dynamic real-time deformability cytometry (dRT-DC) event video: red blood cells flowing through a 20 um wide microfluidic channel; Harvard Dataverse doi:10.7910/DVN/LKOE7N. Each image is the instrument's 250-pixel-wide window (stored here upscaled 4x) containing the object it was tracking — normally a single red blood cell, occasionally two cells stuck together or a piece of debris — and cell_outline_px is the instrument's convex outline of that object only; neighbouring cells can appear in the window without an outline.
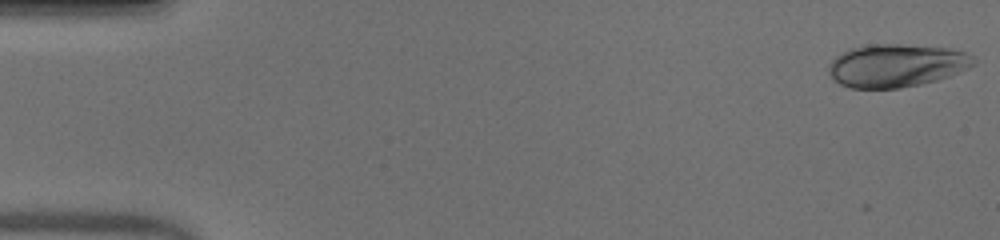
{"species": "human", "species_latin": "Homo sapiens", "temperature_condition": "warm", "stored_images_in_passage": 51, "camera_frame_rate_fps": 3000, "um_per_image_px": 0.085, "donor": {"sex": "male"}, "frame": {"image": 1, "passage_image": 1, "time_ms": 0.0, "image_size_px": [1000, 240], "cell_outline_px": [[976, 64], [968, 68], [948, 76], [936, 80], [920, 84], [900, 88], [852, 88], [840, 84], [828, 72], [828, 64], [836, 56], [852, 48], [872, 44], [900, 44], [948, 48], [964, 52], [972, 56], [976, 60]], "centroid_in_image_um": [76.2, 5.56], "position_along_channel_um": 8.8, "area_um2": 36.07}}
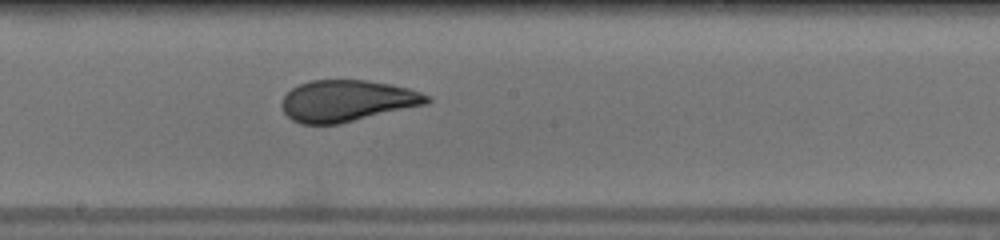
{"frame": {"image": 2, "passage_image": 28, "time_ms": 9.0, "image_size_px": [1000, 240], "cell_outline_px": [[432, 100], [428, 104], [340, 124], [300, 124], [292, 120], [284, 112], [280, 104], [284, 96], [292, 88], [300, 84], [312, 80], [368, 80], [392, 84], [408, 88], [432, 96]], "centroid_in_image_um": [29.53, 8.57], "position_along_channel_um": 218.7, "area_um2": 35.37}}
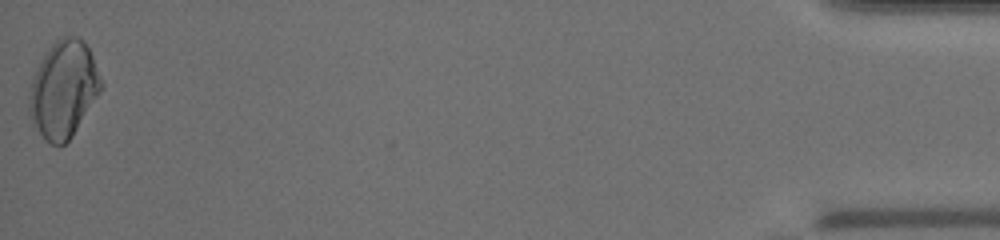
{"frame": {"image": 3, "passage_image": 51, "time_ms": 16.667, "image_size_px": [1000, 240], "cell_outline_px": [[104, 84], [100, 92], [72, 136], [64, 144], [52, 144], [40, 132], [28, 108], [28, 96], [32, 80], [48, 48], [56, 40], [64, 36], [76, 36], [84, 40], [92, 56]], "centroid_in_image_um": [5.43, 7.55], "position_along_channel_um": 429.8, "area_um2": 39.71}}